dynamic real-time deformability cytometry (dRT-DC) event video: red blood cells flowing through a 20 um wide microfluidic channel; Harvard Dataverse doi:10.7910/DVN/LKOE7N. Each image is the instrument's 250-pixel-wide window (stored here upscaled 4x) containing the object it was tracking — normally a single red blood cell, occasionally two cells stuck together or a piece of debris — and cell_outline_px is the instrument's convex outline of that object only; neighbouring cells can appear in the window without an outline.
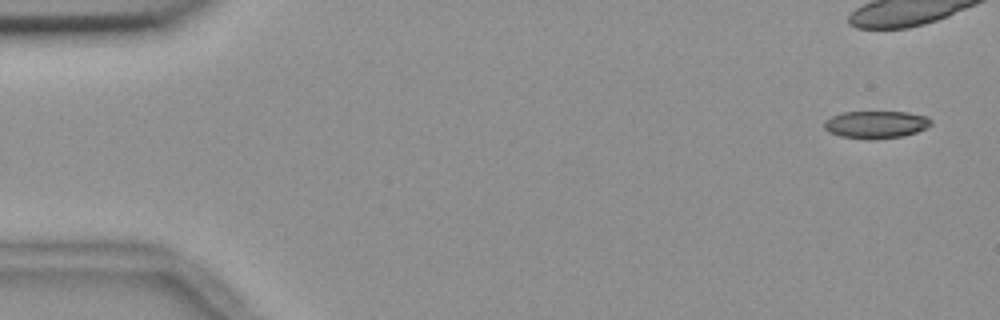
{"species": "common noctule bat (a hibernating species)", "species_latin": "Nyctalus noctula", "temperature_condition": "room temperature", "stored_images_in_passage": 7, "camera_frame_rate_fps": 3000, "um_per_image_px": 0.085, "animal": {"sex": "female", "body_mass_g": 18.4}, "frame": {"image": 1, "passage_image": 1, "time_ms": 0.0, "image_size_px": [1000, 320], "cell_outline_px": [[932, 124], [928, 128], [904, 136], [872, 140], [868, 140], [840, 136], [828, 132], [824, 128], [824, 120], [840, 112], [908, 112], [928, 116], [932, 120]], "centroid_in_image_um": [74.47, 10.59], "position_along_channel_um": 10.5, "area_um2": 17.46}}